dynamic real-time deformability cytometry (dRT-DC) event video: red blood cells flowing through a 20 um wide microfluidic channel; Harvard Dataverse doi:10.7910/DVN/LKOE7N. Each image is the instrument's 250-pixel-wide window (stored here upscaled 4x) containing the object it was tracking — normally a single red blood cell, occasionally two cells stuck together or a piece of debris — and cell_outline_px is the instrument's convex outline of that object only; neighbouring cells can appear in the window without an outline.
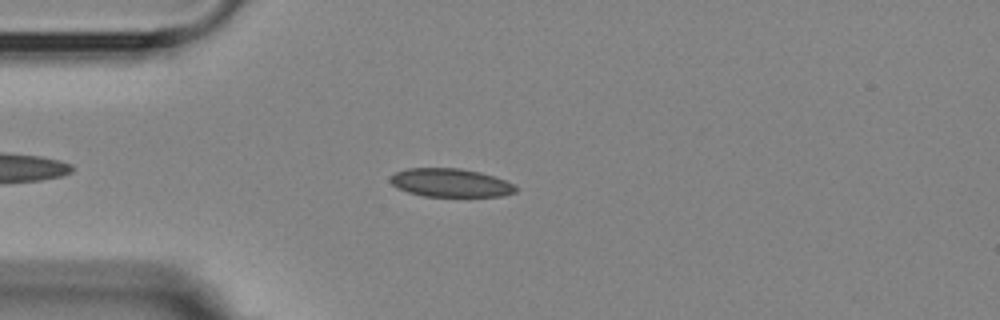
{"species": "Egyptian fruit bat (a non-hibernating species)", "species_latin": "Rousettus aegyptiacus", "temperature_condition": "room temperature", "stored_images_in_passage": 50, "camera_frame_rate_fps": 3000, "um_per_image_px": 0.085, "animal": {"sex": "female"}, "frame": {"image": 1, "passage_image": 8, "time_ms": 2.333, "image_size_px": [1000, 320], "cell_outline_px": [[516, 192], [504, 196], [424, 196], [408, 192], [396, 188], [388, 180], [388, 176], [396, 172], [408, 168], [460, 168], [480, 172], [504, 180], [512, 184], [516, 188]], "centroid_in_image_um": [38.23, 15.53], "position_along_channel_um": 46.8, "area_um2": 20.75}}
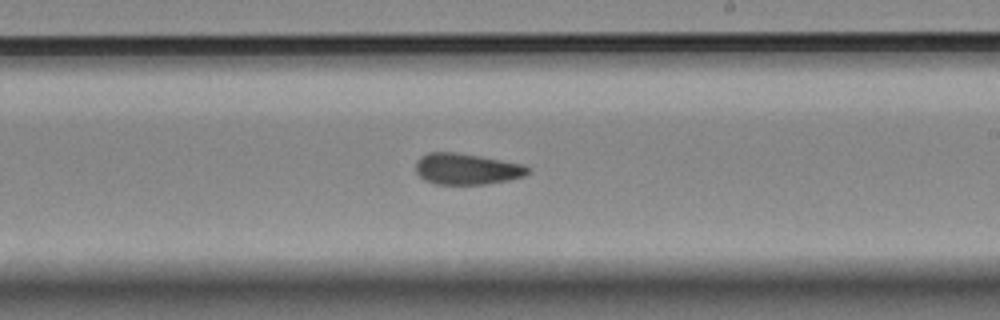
{"frame": {"image": 2, "passage_image": 26, "time_ms": 8.333, "image_size_px": [1000, 320], "cell_outline_px": [[528, 172], [524, 176], [508, 180], [484, 184], [436, 184], [424, 180], [416, 172], [416, 160], [420, 156], [428, 152], [456, 152], [480, 156], [524, 164], [528, 168]], "centroid_in_image_um": [39.63, 14.35], "position_along_channel_um": 249.4, "area_um2": 20.35}}
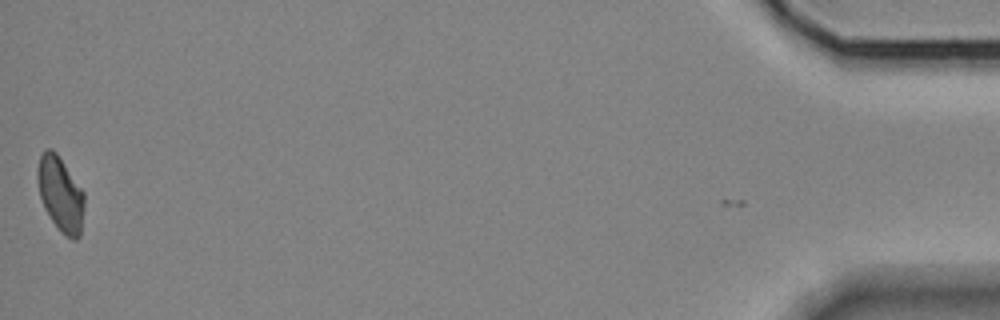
{"frame": {"image": 3, "passage_image": 49, "time_ms": 16.0, "image_size_px": [1000, 320], "cell_outline_px": [[84, 208], [80, 236], [76, 240], [72, 240], [60, 232], [44, 208], [40, 196], [36, 180], [36, 168], [40, 156], [44, 148], [52, 148], [56, 152], [84, 192]], "centroid_in_image_um": [5.12, 16.49], "position_along_channel_um": 430.1, "area_um2": 20.63}, "authors_computed_cell_mechanics": {"area_um2": 20.4901, "velocity_mm_per_s": 3.5912, "shape_relaxation_time_tau1_ms": null, "shape_relaxation_time_tau2_ms": 3.4185, "deformation_change_tau1": null, "deformation_change_tau2": 0.073}}